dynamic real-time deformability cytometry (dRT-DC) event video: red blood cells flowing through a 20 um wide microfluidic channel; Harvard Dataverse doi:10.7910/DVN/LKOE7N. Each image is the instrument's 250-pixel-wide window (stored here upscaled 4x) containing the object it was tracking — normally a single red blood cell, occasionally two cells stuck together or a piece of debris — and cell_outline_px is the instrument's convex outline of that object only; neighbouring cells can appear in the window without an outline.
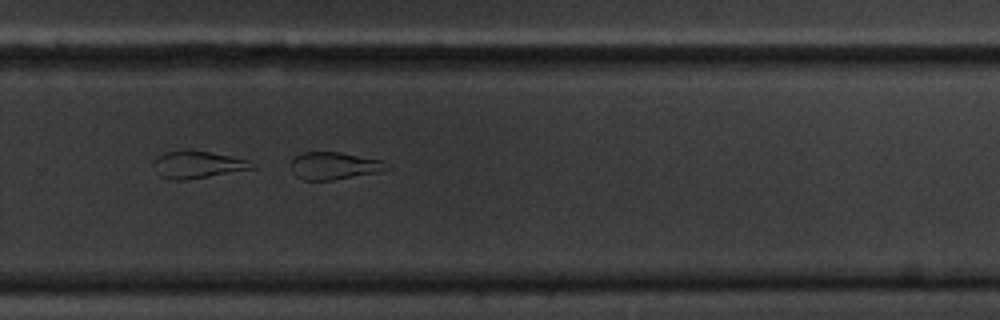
{"species": "common noctule bat (a hibernating species)", "species_latin": "Nyctalus noctula", "temperature_condition": "cold", "stored_images_in_passage": 59, "camera_frame_rate_fps": 3000, "um_per_image_px": 0.085, "animal": {"sex": "male", "body_mass_g": 20.1, "forearm_length_mm": 53.5}, "frame": {"image": 1, "passage_image": 40, "time_ms": 13.0, "image_size_px": [1000, 320], "cell_outline_px": [[392, 168], [380, 172], [332, 180], [304, 180], [296, 176], [292, 172], [288, 164], [292, 156], [304, 152], [340, 152], [384, 160]], "centroid_in_image_um": [28.39, 14.08], "position_along_channel_um": 301.4, "area_um2": 15.78}}
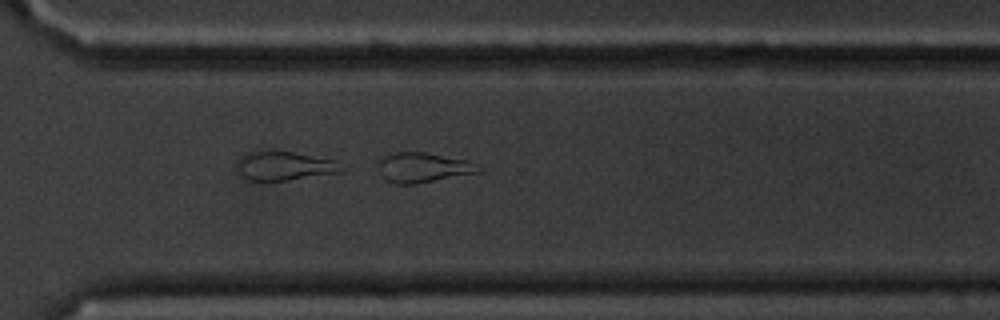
{"frame": {"image": 2, "passage_image": 43, "time_ms": 14.0, "image_size_px": [1000, 320], "cell_outline_px": [[484, 168], [480, 172], [416, 184], [396, 184], [388, 180], [384, 176], [376, 164], [384, 156], [396, 152], [424, 152], [468, 160]], "centroid_in_image_um": [36.01, 14.23], "position_along_channel_um": 334.6, "area_um2": 17.4}}